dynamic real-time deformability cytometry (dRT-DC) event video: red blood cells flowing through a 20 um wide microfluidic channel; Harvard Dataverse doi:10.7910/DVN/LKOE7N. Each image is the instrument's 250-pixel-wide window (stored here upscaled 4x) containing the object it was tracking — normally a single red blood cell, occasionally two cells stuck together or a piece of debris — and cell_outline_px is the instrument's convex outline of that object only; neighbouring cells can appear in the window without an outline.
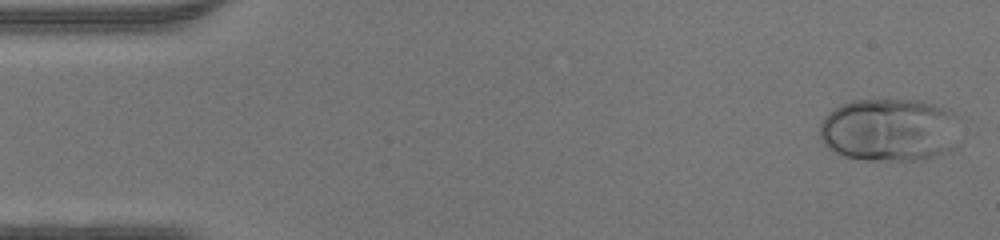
{"species": "human", "species_latin": "Homo sapiens", "temperature_condition": "warm", "stored_images_in_passage": 45, "camera_frame_rate_fps": 3000, "um_per_image_px": 0.085, "donor": {"sex": "male"}, "frame": {"image": 1, "passage_image": 1, "time_ms": 0.0, "image_size_px": [1000, 240], "cell_outline_px": [[960, 116], [948, 148], [944, 152], [912, 160], [868, 160], [844, 156], [828, 148], [824, 144], [820, 136], [820, 124], [824, 116], [828, 112], [840, 104], [852, 100], [920, 100], [948, 108]], "centroid_in_image_um": [75.52, 11.0], "position_along_channel_um": 9.5, "area_um2": 51.1}}
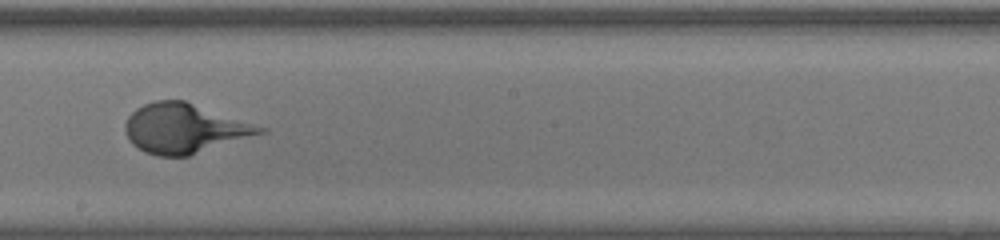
{"frame": {"image": 2, "passage_image": 25, "time_ms": 8.0, "image_size_px": [1000, 240], "cell_outline_px": [[268, 132], [188, 156], [156, 156], [144, 152], [132, 144], [128, 140], [124, 128], [124, 124], [128, 116], [136, 108], [144, 104], [156, 100], [184, 100], [268, 128]], "centroid_in_image_um": [15.67, 10.92], "position_along_channel_um": 232.5, "area_um2": 39.13}}
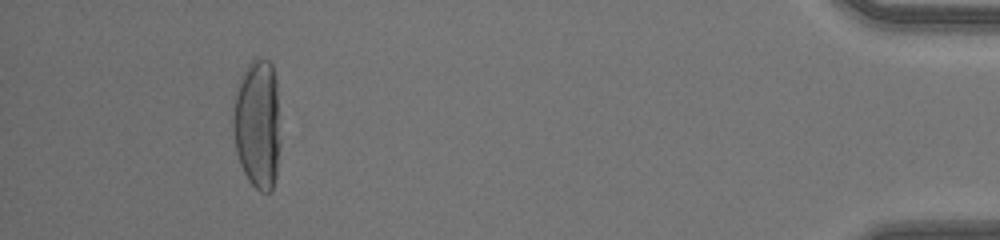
{"frame": {"image": 3, "passage_image": 42, "time_ms": 13.667, "image_size_px": [1000, 240], "cell_outline_px": [[280, 144], [276, 176], [272, 192], [260, 192], [248, 180], [240, 164], [236, 152], [232, 124], [232, 108], [236, 88], [248, 64], [252, 60], [268, 60], [272, 64], [276, 80], [280, 116]], "centroid_in_image_um": [21.9, 10.58], "position_along_channel_um": 413.3, "area_um2": 36.36}}